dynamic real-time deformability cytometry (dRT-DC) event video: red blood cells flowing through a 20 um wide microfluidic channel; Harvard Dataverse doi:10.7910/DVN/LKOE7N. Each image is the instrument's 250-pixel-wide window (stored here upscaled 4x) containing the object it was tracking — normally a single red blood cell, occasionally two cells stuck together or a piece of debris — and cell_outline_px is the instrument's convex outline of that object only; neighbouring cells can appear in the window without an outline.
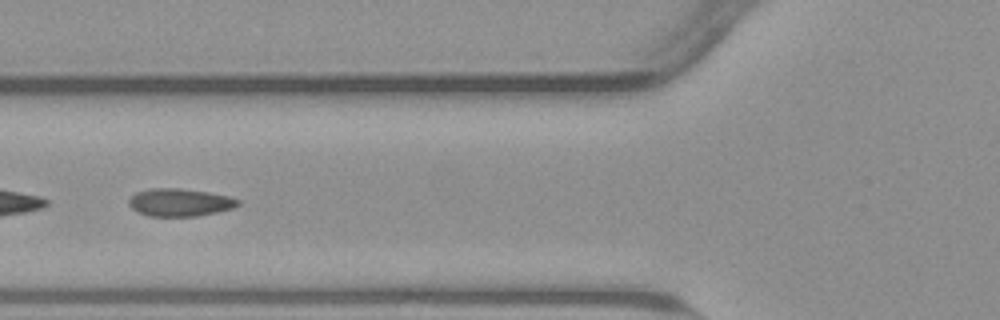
{"species": "common noctule bat (a hibernating species)", "species_latin": "Nyctalus noctula", "temperature_condition": "warm", "stored_images_in_passage": 55, "camera_frame_rate_fps": 3000, "um_per_image_px": 0.085, "animal": {"sex": "male", "body_mass_g": 23.1, "forearm_length_mm": 52.7}, "frame": {"image": 1, "passage_image": 21, "time_ms": 6.667, "image_size_px": [1000, 320], "cell_outline_px": [[240, 204], [232, 208], [216, 212], [196, 216], [148, 216], [136, 212], [128, 204], [128, 200], [136, 192], [152, 188], [176, 188], [208, 192], [228, 196], [240, 200]], "centroid_in_image_um": [15.25, 17.21], "position_along_channel_um": 110.5, "area_um2": 17.57}}
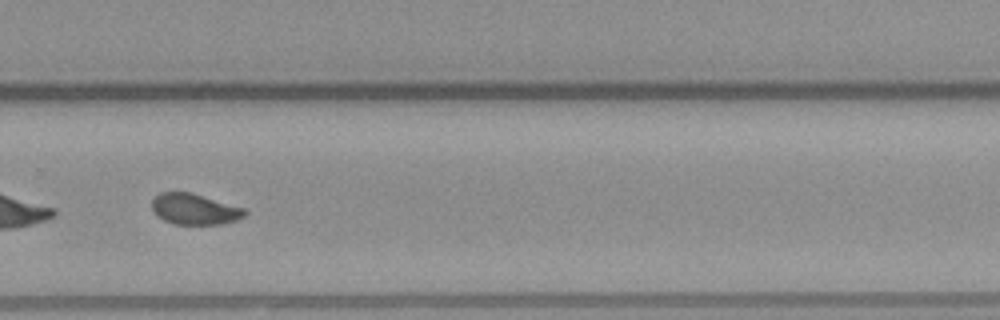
{"frame": {"image": 2, "passage_image": 37, "time_ms": 12.0, "image_size_px": [1000, 320], "cell_outline_px": [[248, 212], [244, 216], [236, 220], [220, 224], [176, 224], [164, 220], [156, 216], [152, 212], [152, 200], [160, 192], [188, 192], [244, 208]], "centroid_in_image_um": [16.5, 17.78], "position_along_channel_um": 313.3, "area_um2": 16.53}}
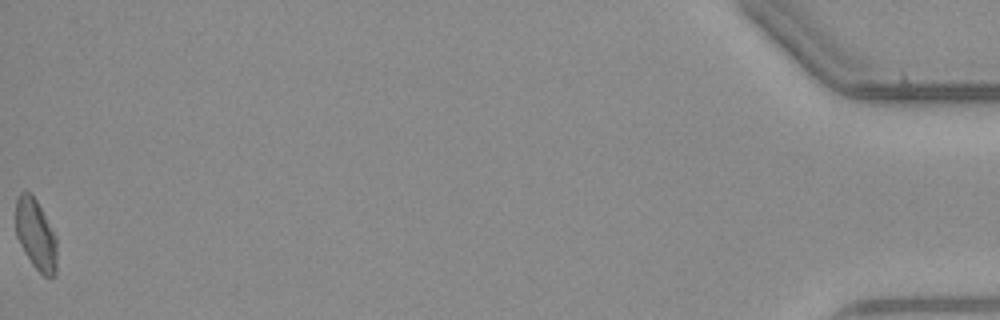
{"frame": {"image": 3, "passage_image": 55, "time_ms": 18.0, "image_size_px": [1000, 320], "cell_outline_px": [[56, 272], [52, 276], [44, 276], [32, 264], [24, 252], [16, 236], [16, 196], [20, 192], [28, 192], [36, 200], [56, 236]], "centroid_in_image_um": [3.03, 19.94], "position_along_channel_um": 432.2, "area_um2": 16.76}}